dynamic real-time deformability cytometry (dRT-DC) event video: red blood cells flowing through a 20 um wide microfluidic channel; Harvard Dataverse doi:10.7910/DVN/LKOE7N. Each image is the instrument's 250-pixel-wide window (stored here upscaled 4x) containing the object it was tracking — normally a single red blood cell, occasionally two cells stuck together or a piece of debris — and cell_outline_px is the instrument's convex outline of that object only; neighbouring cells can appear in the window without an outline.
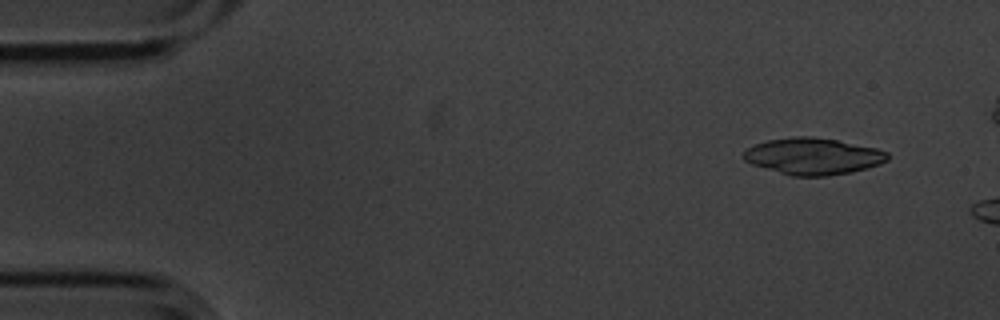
{"species": "common noctule bat (a hibernating species)", "species_latin": "Nyctalus noctula", "temperature_condition": "cold", "stored_images_in_passage": 4, "camera_frame_rate_fps": 3000, "um_per_image_px": 0.085, "animal": {"sex": "male", "body_mass_g": 20.1, "forearm_length_mm": 53.5}, "frame": {"image": 1, "passage_image": 2, "time_ms": 0.333, "image_size_px": [1000, 320], "cell_outline_px": [[888, 160], [880, 164], [868, 168], [852, 172], [828, 176], [792, 176], [752, 164], [744, 160], [744, 148], [768, 140], [796, 136], [812, 136], [836, 140], [876, 148], [888, 152]], "centroid_in_image_um": [69.12, 13.28], "position_along_channel_um": 15.9, "area_um2": 30.69}}